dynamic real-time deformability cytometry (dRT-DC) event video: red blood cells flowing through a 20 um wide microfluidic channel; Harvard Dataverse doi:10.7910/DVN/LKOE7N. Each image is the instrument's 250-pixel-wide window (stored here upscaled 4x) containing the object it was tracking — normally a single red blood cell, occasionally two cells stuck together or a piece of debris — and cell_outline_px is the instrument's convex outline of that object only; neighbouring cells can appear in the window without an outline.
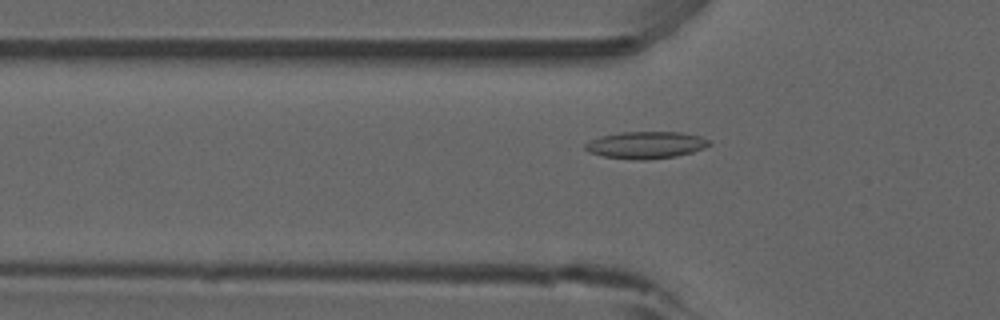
{"species": "common noctule bat (a hibernating species)", "species_latin": "Nyctalus noctula", "temperature_condition": "room temperature", "stored_images_in_passage": 53, "camera_frame_rate_fps": 3000, "um_per_image_px": 0.085, "animal": {"sex": "male", "forearm_length_mm": 52.5}, "frame": {"image": 1, "passage_image": 18, "time_ms": 5.667, "image_size_px": [1000, 320], "cell_outline_px": [[712, 144], [704, 148], [692, 152], [676, 156], [644, 160], [640, 160], [604, 156], [588, 152], [584, 148], [584, 144], [600, 136], [620, 132], [680, 132], [700, 136], [712, 140]], "centroid_in_image_um": [54.93, 12.32], "position_along_channel_um": 70.9, "area_um2": 19.54}}
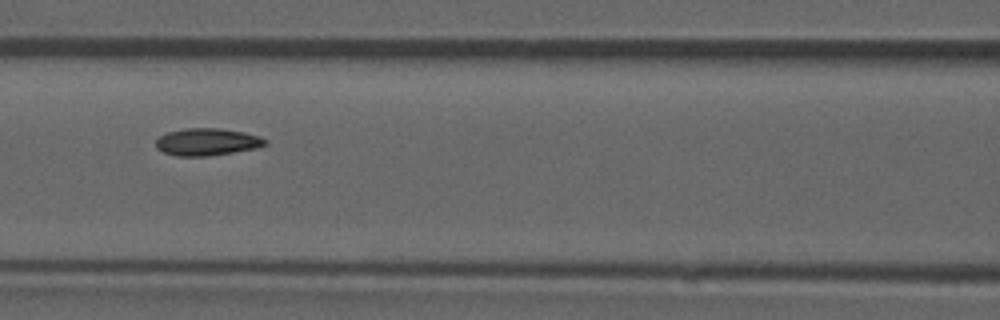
{"frame": {"image": 2, "passage_image": 24, "time_ms": 7.667, "image_size_px": [1000, 320], "cell_outline_px": [[268, 144], [256, 148], [208, 156], [176, 156], [164, 152], [156, 148], [156, 140], [160, 136], [168, 132], [184, 128], [216, 128], [244, 132], [260, 136], [268, 140]], "centroid_in_image_um": [17.61, 12.06], "position_along_channel_um": 149.0, "area_um2": 17.34}}
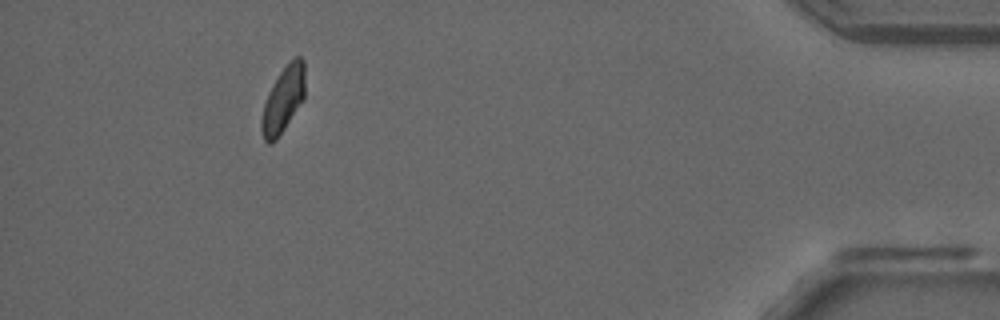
{"frame": {"image": 3, "passage_image": 49, "time_ms": 16.0, "image_size_px": [1000, 320], "cell_outline_px": [[304, 100], [276, 140], [272, 144], [268, 144], [264, 140], [260, 128], [260, 120], [264, 104], [268, 92], [272, 84], [288, 60], [296, 56], [300, 56], [304, 60]], "centroid_in_image_um": [24.06, 8.46], "position_along_channel_um": 411.1, "area_um2": 16.94}, "authors_computed_cell_mechanics": {"area_um2": 17.2822, "velocity_mm_per_s": 3.8755, "shape_relaxation_time_tau1_ms": null, "shape_relaxation_time_tau2_ms": 1.625, "deformation_change_tau1": null, "deformation_change_tau2": 0.0565}}